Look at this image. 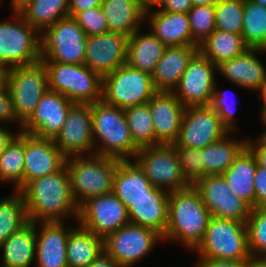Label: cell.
Returning <instances> with one entry per match:
<instances>
[{"label": "cell", "instance_id": "cell-1", "mask_svg": "<svg viewBox=\"0 0 266 267\" xmlns=\"http://www.w3.org/2000/svg\"><path fill=\"white\" fill-rule=\"evenodd\" d=\"M19 192L30 222H63L69 216L78 219L79 207L72 195L66 165L53 174L28 182Z\"/></svg>", "mask_w": 266, "mask_h": 267}, {"label": "cell", "instance_id": "cell-2", "mask_svg": "<svg viewBox=\"0 0 266 267\" xmlns=\"http://www.w3.org/2000/svg\"><path fill=\"white\" fill-rule=\"evenodd\" d=\"M211 217L194 185L170 192L168 222L162 236L163 241H176L182 247L194 250L202 241Z\"/></svg>", "mask_w": 266, "mask_h": 267}, {"label": "cell", "instance_id": "cell-3", "mask_svg": "<svg viewBox=\"0 0 266 267\" xmlns=\"http://www.w3.org/2000/svg\"><path fill=\"white\" fill-rule=\"evenodd\" d=\"M91 115L95 154L118 160H133L139 149L131 137L124 109L102 99L91 104Z\"/></svg>", "mask_w": 266, "mask_h": 267}, {"label": "cell", "instance_id": "cell-4", "mask_svg": "<svg viewBox=\"0 0 266 267\" xmlns=\"http://www.w3.org/2000/svg\"><path fill=\"white\" fill-rule=\"evenodd\" d=\"M120 160L98 154L68 157L65 165L71 181L74 200L80 207L87 200L109 194Z\"/></svg>", "mask_w": 266, "mask_h": 267}, {"label": "cell", "instance_id": "cell-5", "mask_svg": "<svg viewBox=\"0 0 266 267\" xmlns=\"http://www.w3.org/2000/svg\"><path fill=\"white\" fill-rule=\"evenodd\" d=\"M0 21V67L3 71L41 61V34L19 11Z\"/></svg>", "mask_w": 266, "mask_h": 267}, {"label": "cell", "instance_id": "cell-6", "mask_svg": "<svg viewBox=\"0 0 266 267\" xmlns=\"http://www.w3.org/2000/svg\"><path fill=\"white\" fill-rule=\"evenodd\" d=\"M43 63L49 90L64 95L73 103L93 104L102 100L103 78L84 64Z\"/></svg>", "mask_w": 266, "mask_h": 267}, {"label": "cell", "instance_id": "cell-7", "mask_svg": "<svg viewBox=\"0 0 266 267\" xmlns=\"http://www.w3.org/2000/svg\"><path fill=\"white\" fill-rule=\"evenodd\" d=\"M193 251L197 258L246 261L251 256L246 223L211 217L202 241Z\"/></svg>", "mask_w": 266, "mask_h": 267}, {"label": "cell", "instance_id": "cell-8", "mask_svg": "<svg viewBox=\"0 0 266 267\" xmlns=\"http://www.w3.org/2000/svg\"><path fill=\"white\" fill-rule=\"evenodd\" d=\"M41 61L84 64L87 34L74 17L59 19L41 33Z\"/></svg>", "mask_w": 266, "mask_h": 267}, {"label": "cell", "instance_id": "cell-9", "mask_svg": "<svg viewBox=\"0 0 266 267\" xmlns=\"http://www.w3.org/2000/svg\"><path fill=\"white\" fill-rule=\"evenodd\" d=\"M15 117L23 125L48 89L47 69L42 61L4 71Z\"/></svg>", "mask_w": 266, "mask_h": 267}, {"label": "cell", "instance_id": "cell-10", "mask_svg": "<svg viewBox=\"0 0 266 267\" xmlns=\"http://www.w3.org/2000/svg\"><path fill=\"white\" fill-rule=\"evenodd\" d=\"M156 92L151 74L127 63L103 77L102 99L121 109L147 103Z\"/></svg>", "mask_w": 266, "mask_h": 267}, {"label": "cell", "instance_id": "cell-11", "mask_svg": "<svg viewBox=\"0 0 266 267\" xmlns=\"http://www.w3.org/2000/svg\"><path fill=\"white\" fill-rule=\"evenodd\" d=\"M134 160L157 189L170 193L191 185L184 177L174 144H157L141 148Z\"/></svg>", "mask_w": 266, "mask_h": 267}, {"label": "cell", "instance_id": "cell-12", "mask_svg": "<svg viewBox=\"0 0 266 267\" xmlns=\"http://www.w3.org/2000/svg\"><path fill=\"white\" fill-rule=\"evenodd\" d=\"M163 241L156 230L128 223L103 239L104 252L121 267H134Z\"/></svg>", "mask_w": 266, "mask_h": 267}, {"label": "cell", "instance_id": "cell-13", "mask_svg": "<svg viewBox=\"0 0 266 267\" xmlns=\"http://www.w3.org/2000/svg\"><path fill=\"white\" fill-rule=\"evenodd\" d=\"M76 222L104 239L110 233L129 223L128 209L111 192L84 202L79 207Z\"/></svg>", "mask_w": 266, "mask_h": 267}, {"label": "cell", "instance_id": "cell-14", "mask_svg": "<svg viewBox=\"0 0 266 267\" xmlns=\"http://www.w3.org/2000/svg\"><path fill=\"white\" fill-rule=\"evenodd\" d=\"M217 66L199 51L189 61L173 90L177 99L185 106H209L214 92Z\"/></svg>", "mask_w": 266, "mask_h": 267}, {"label": "cell", "instance_id": "cell-15", "mask_svg": "<svg viewBox=\"0 0 266 267\" xmlns=\"http://www.w3.org/2000/svg\"><path fill=\"white\" fill-rule=\"evenodd\" d=\"M228 133L229 130L210 106H188L184 110L175 143L180 147L202 149Z\"/></svg>", "mask_w": 266, "mask_h": 267}, {"label": "cell", "instance_id": "cell-16", "mask_svg": "<svg viewBox=\"0 0 266 267\" xmlns=\"http://www.w3.org/2000/svg\"><path fill=\"white\" fill-rule=\"evenodd\" d=\"M53 140L66 158L95 154L91 104L75 103Z\"/></svg>", "mask_w": 266, "mask_h": 267}, {"label": "cell", "instance_id": "cell-17", "mask_svg": "<svg viewBox=\"0 0 266 267\" xmlns=\"http://www.w3.org/2000/svg\"><path fill=\"white\" fill-rule=\"evenodd\" d=\"M194 186L212 217L246 223L252 208L234 194L222 175H207Z\"/></svg>", "mask_w": 266, "mask_h": 267}, {"label": "cell", "instance_id": "cell-18", "mask_svg": "<svg viewBox=\"0 0 266 267\" xmlns=\"http://www.w3.org/2000/svg\"><path fill=\"white\" fill-rule=\"evenodd\" d=\"M74 104L64 95L47 89L30 118L22 125L21 132L39 138L54 139L61 131Z\"/></svg>", "mask_w": 266, "mask_h": 267}, {"label": "cell", "instance_id": "cell-19", "mask_svg": "<svg viewBox=\"0 0 266 267\" xmlns=\"http://www.w3.org/2000/svg\"><path fill=\"white\" fill-rule=\"evenodd\" d=\"M128 37L114 32L87 36L84 65L102 78L127 62Z\"/></svg>", "mask_w": 266, "mask_h": 267}, {"label": "cell", "instance_id": "cell-20", "mask_svg": "<svg viewBox=\"0 0 266 267\" xmlns=\"http://www.w3.org/2000/svg\"><path fill=\"white\" fill-rule=\"evenodd\" d=\"M66 157L51 138L25 133L23 187L30 181L53 174L65 165Z\"/></svg>", "mask_w": 266, "mask_h": 267}, {"label": "cell", "instance_id": "cell-21", "mask_svg": "<svg viewBox=\"0 0 266 267\" xmlns=\"http://www.w3.org/2000/svg\"><path fill=\"white\" fill-rule=\"evenodd\" d=\"M73 228L64 221L36 223L35 267H68L67 240Z\"/></svg>", "mask_w": 266, "mask_h": 267}, {"label": "cell", "instance_id": "cell-22", "mask_svg": "<svg viewBox=\"0 0 266 267\" xmlns=\"http://www.w3.org/2000/svg\"><path fill=\"white\" fill-rule=\"evenodd\" d=\"M266 49L249 48L243 54L222 62L217 66V73L237 87L259 93L266 84V67L257 54Z\"/></svg>", "mask_w": 266, "mask_h": 267}, {"label": "cell", "instance_id": "cell-23", "mask_svg": "<svg viewBox=\"0 0 266 267\" xmlns=\"http://www.w3.org/2000/svg\"><path fill=\"white\" fill-rule=\"evenodd\" d=\"M153 120L155 139L160 144L178 140L185 106L173 92L157 91L148 101Z\"/></svg>", "mask_w": 266, "mask_h": 267}, {"label": "cell", "instance_id": "cell-24", "mask_svg": "<svg viewBox=\"0 0 266 267\" xmlns=\"http://www.w3.org/2000/svg\"><path fill=\"white\" fill-rule=\"evenodd\" d=\"M145 11L150 31L167 47L193 45L187 13H171L158 8Z\"/></svg>", "mask_w": 266, "mask_h": 267}, {"label": "cell", "instance_id": "cell-25", "mask_svg": "<svg viewBox=\"0 0 266 267\" xmlns=\"http://www.w3.org/2000/svg\"><path fill=\"white\" fill-rule=\"evenodd\" d=\"M198 52V46L166 47L162 58L154 69L152 84L156 91L173 92L189 61Z\"/></svg>", "mask_w": 266, "mask_h": 267}, {"label": "cell", "instance_id": "cell-26", "mask_svg": "<svg viewBox=\"0 0 266 267\" xmlns=\"http://www.w3.org/2000/svg\"><path fill=\"white\" fill-rule=\"evenodd\" d=\"M154 188L134 159L120 160L114 175L112 192L127 209L138 199L150 197V191Z\"/></svg>", "mask_w": 266, "mask_h": 267}, {"label": "cell", "instance_id": "cell-27", "mask_svg": "<svg viewBox=\"0 0 266 267\" xmlns=\"http://www.w3.org/2000/svg\"><path fill=\"white\" fill-rule=\"evenodd\" d=\"M168 196V192L154 188L150 197L133 202L128 209L129 222L152 228L163 236L168 222Z\"/></svg>", "mask_w": 266, "mask_h": 267}, {"label": "cell", "instance_id": "cell-28", "mask_svg": "<svg viewBox=\"0 0 266 267\" xmlns=\"http://www.w3.org/2000/svg\"><path fill=\"white\" fill-rule=\"evenodd\" d=\"M0 267H31L36 259V223L28 222L0 244ZM34 262V263H33Z\"/></svg>", "mask_w": 266, "mask_h": 267}, {"label": "cell", "instance_id": "cell-29", "mask_svg": "<svg viewBox=\"0 0 266 267\" xmlns=\"http://www.w3.org/2000/svg\"><path fill=\"white\" fill-rule=\"evenodd\" d=\"M140 27L127 41V64L152 74L167 47L151 31L141 32Z\"/></svg>", "mask_w": 266, "mask_h": 267}, {"label": "cell", "instance_id": "cell-30", "mask_svg": "<svg viewBox=\"0 0 266 267\" xmlns=\"http://www.w3.org/2000/svg\"><path fill=\"white\" fill-rule=\"evenodd\" d=\"M109 32L132 36L145 21V10L138 0H103L101 4Z\"/></svg>", "mask_w": 266, "mask_h": 267}, {"label": "cell", "instance_id": "cell-31", "mask_svg": "<svg viewBox=\"0 0 266 267\" xmlns=\"http://www.w3.org/2000/svg\"><path fill=\"white\" fill-rule=\"evenodd\" d=\"M257 161L246 148L222 174L229 188L251 208H255L254 176Z\"/></svg>", "mask_w": 266, "mask_h": 267}, {"label": "cell", "instance_id": "cell-32", "mask_svg": "<svg viewBox=\"0 0 266 267\" xmlns=\"http://www.w3.org/2000/svg\"><path fill=\"white\" fill-rule=\"evenodd\" d=\"M234 133L229 132L220 140L202 148L204 177L222 175L247 148L248 137L238 141L232 138Z\"/></svg>", "mask_w": 266, "mask_h": 267}, {"label": "cell", "instance_id": "cell-33", "mask_svg": "<svg viewBox=\"0 0 266 267\" xmlns=\"http://www.w3.org/2000/svg\"><path fill=\"white\" fill-rule=\"evenodd\" d=\"M67 240L68 267H88L104 252L103 238L77 224Z\"/></svg>", "mask_w": 266, "mask_h": 267}, {"label": "cell", "instance_id": "cell-34", "mask_svg": "<svg viewBox=\"0 0 266 267\" xmlns=\"http://www.w3.org/2000/svg\"><path fill=\"white\" fill-rule=\"evenodd\" d=\"M247 49L249 47L241 34L216 29L198 47V51L216 66L243 54Z\"/></svg>", "mask_w": 266, "mask_h": 267}, {"label": "cell", "instance_id": "cell-35", "mask_svg": "<svg viewBox=\"0 0 266 267\" xmlns=\"http://www.w3.org/2000/svg\"><path fill=\"white\" fill-rule=\"evenodd\" d=\"M19 12L40 34L69 16V0H29Z\"/></svg>", "mask_w": 266, "mask_h": 267}, {"label": "cell", "instance_id": "cell-36", "mask_svg": "<svg viewBox=\"0 0 266 267\" xmlns=\"http://www.w3.org/2000/svg\"><path fill=\"white\" fill-rule=\"evenodd\" d=\"M25 133H19L0 154V183H11L15 191L23 188Z\"/></svg>", "mask_w": 266, "mask_h": 267}, {"label": "cell", "instance_id": "cell-37", "mask_svg": "<svg viewBox=\"0 0 266 267\" xmlns=\"http://www.w3.org/2000/svg\"><path fill=\"white\" fill-rule=\"evenodd\" d=\"M124 114L131 137L138 149L160 144L155 139L153 120L148 102L125 108Z\"/></svg>", "mask_w": 266, "mask_h": 267}, {"label": "cell", "instance_id": "cell-38", "mask_svg": "<svg viewBox=\"0 0 266 267\" xmlns=\"http://www.w3.org/2000/svg\"><path fill=\"white\" fill-rule=\"evenodd\" d=\"M13 193L0 198V244L29 222L22 194Z\"/></svg>", "mask_w": 266, "mask_h": 267}, {"label": "cell", "instance_id": "cell-39", "mask_svg": "<svg viewBox=\"0 0 266 267\" xmlns=\"http://www.w3.org/2000/svg\"><path fill=\"white\" fill-rule=\"evenodd\" d=\"M241 35L249 48L266 49V6L244 0Z\"/></svg>", "mask_w": 266, "mask_h": 267}, {"label": "cell", "instance_id": "cell-40", "mask_svg": "<svg viewBox=\"0 0 266 267\" xmlns=\"http://www.w3.org/2000/svg\"><path fill=\"white\" fill-rule=\"evenodd\" d=\"M244 0H218L215 4V28L235 34L242 33Z\"/></svg>", "mask_w": 266, "mask_h": 267}, {"label": "cell", "instance_id": "cell-41", "mask_svg": "<svg viewBox=\"0 0 266 267\" xmlns=\"http://www.w3.org/2000/svg\"><path fill=\"white\" fill-rule=\"evenodd\" d=\"M246 228L250 255L266 257V208H252Z\"/></svg>", "mask_w": 266, "mask_h": 267}, {"label": "cell", "instance_id": "cell-42", "mask_svg": "<svg viewBox=\"0 0 266 267\" xmlns=\"http://www.w3.org/2000/svg\"><path fill=\"white\" fill-rule=\"evenodd\" d=\"M193 38V46L205 41L215 28V5L193 6L187 12Z\"/></svg>", "mask_w": 266, "mask_h": 267}, {"label": "cell", "instance_id": "cell-43", "mask_svg": "<svg viewBox=\"0 0 266 267\" xmlns=\"http://www.w3.org/2000/svg\"><path fill=\"white\" fill-rule=\"evenodd\" d=\"M173 144L177 151L184 177L191 185H194L199 179L204 177L202 149L180 147L176 143Z\"/></svg>", "mask_w": 266, "mask_h": 267}, {"label": "cell", "instance_id": "cell-44", "mask_svg": "<svg viewBox=\"0 0 266 267\" xmlns=\"http://www.w3.org/2000/svg\"><path fill=\"white\" fill-rule=\"evenodd\" d=\"M216 85L217 82L215 83L214 92L212 94L209 106L214 109L215 112L219 115L223 125L229 130V132H236L238 128L235 124L236 122L234 118L236 110V104L234 103V101H232L234 98H230V93L227 94L226 90L222 92L218 89V85ZM230 100L233 105L230 104Z\"/></svg>", "mask_w": 266, "mask_h": 267}, {"label": "cell", "instance_id": "cell-45", "mask_svg": "<svg viewBox=\"0 0 266 267\" xmlns=\"http://www.w3.org/2000/svg\"><path fill=\"white\" fill-rule=\"evenodd\" d=\"M74 18L87 36L109 32L107 20L101 6L78 12Z\"/></svg>", "mask_w": 266, "mask_h": 267}, {"label": "cell", "instance_id": "cell-46", "mask_svg": "<svg viewBox=\"0 0 266 267\" xmlns=\"http://www.w3.org/2000/svg\"><path fill=\"white\" fill-rule=\"evenodd\" d=\"M12 123H17L18 126L16 127H18L20 129L19 131H21L22 125L15 117L11 95L3 75L0 78V124L12 125Z\"/></svg>", "mask_w": 266, "mask_h": 267}, {"label": "cell", "instance_id": "cell-47", "mask_svg": "<svg viewBox=\"0 0 266 267\" xmlns=\"http://www.w3.org/2000/svg\"><path fill=\"white\" fill-rule=\"evenodd\" d=\"M253 182L255 187V208H266V168L257 164Z\"/></svg>", "mask_w": 266, "mask_h": 267}, {"label": "cell", "instance_id": "cell-48", "mask_svg": "<svg viewBox=\"0 0 266 267\" xmlns=\"http://www.w3.org/2000/svg\"><path fill=\"white\" fill-rule=\"evenodd\" d=\"M247 148L255 156L257 164L266 168V139L255 140L248 136Z\"/></svg>", "mask_w": 266, "mask_h": 267}, {"label": "cell", "instance_id": "cell-49", "mask_svg": "<svg viewBox=\"0 0 266 267\" xmlns=\"http://www.w3.org/2000/svg\"><path fill=\"white\" fill-rule=\"evenodd\" d=\"M161 11L187 13L192 7V0H162L157 6Z\"/></svg>", "mask_w": 266, "mask_h": 267}, {"label": "cell", "instance_id": "cell-50", "mask_svg": "<svg viewBox=\"0 0 266 267\" xmlns=\"http://www.w3.org/2000/svg\"><path fill=\"white\" fill-rule=\"evenodd\" d=\"M194 267H244L245 261L218 260L213 258H197Z\"/></svg>", "mask_w": 266, "mask_h": 267}, {"label": "cell", "instance_id": "cell-51", "mask_svg": "<svg viewBox=\"0 0 266 267\" xmlns=\"http://www.w3.org/2000/svg\"><path fill=\"white\" fill-rule=\"evenodd\" d=\"M103 0H69V16L74 17L78 12L100 7Z\"/></svg>", "mask_w": 266, "mask_h": 267}, {"label": "cell", "instance_id": "cell-52", "mask_svg": "<svg viewBox=\"0 0 266 267\" xmlns=\"http://www.w3.org/2000/svg\"><path fill=\"white\" fill-rule=\"evenodd\" d=\"M11 128H7L6 126H0V154L5 150L8 144L13 140V138L19 133V129L14 133Z\"/></svg>", "mask_w": 266, "mask_h": 267}, {"label": "cell", "instance_id": "cell-53", "mask_svg": "<svg viewBox=\"0 0 266 267\" xmlns=\"http://www.w3.org/2000/svg\"><path fill=\"white\" fill-rule=\"evenodd\" d=\"M88 267H121L105 252L101 253Z\"/></svg>", "mask_w": 266, "mask_h": 267}, {"label": "cell", "instance_id": "cell-54", "mask_svg": "<svg viewBox=\"0 0 266 267\" xmlns=\"http://www.w3.org/2000/svg\"><path fill=\"white\" fill-rule=\"evenodd\" d=\"M244 267H266V257L250 256L245 261Z\"/></svg>", "mask_w": 266, "mask_h": 267}, {"label": "cell", "instance_id": "cell-55", "mask_svg": "<svg viewBox=\"0 0 266 267\" xmlns=\"http://www.w3.org/2000/svg\"><path fill=\"white\" fill-rule=\"evenodd\" d=\"M162 0H138L140 6L146 11L152 8H157Z\"/></svg>", "mask_w": 266, "mask_h": 267}, {"label": "cell", "instance_id": "cell-56", "mask_svg": "<svg viewBox=\"0 0 266 267\" xmlns=\"http://www.w3.org/2000/svg\"><path fill=\"white\" fill-rule=\"evenodd\" d=\"M260 118L261 119L260 123H262L265 128L264 132L260 134V136L258 135V137L256 138V140H259V139H266V107H261L260 109Z\"/></svg>", "mask_w": 266, "mask_h": 267}, {"label": "cell", "instance_id": "cell-57", "mask_svg": "<svg viewBox=\"0 0 266 267\" xmlns=\"http://www.w3.org/2000/svg\"><path fill=\"white\" fill-rule=\"evenodd\" d=\"M29 0H10L11 11H19Z\"/></svg>", "mask_w": 266, "mask_h": 267}, {"label": "cell", "instance_id": "cell-58", "mask_svg": "<svg viewBox=\"0 0 266 267\" xmlns=\"http://www.w3.org/2000/svg\"><path fill=\"white\" fill-rule=\"evenodd\" d=\"M218 0H192L193 6L215 5Z\"/></svg>", "mask_w": 266, "mask_h": 267}, {"label": "cell", "instance_id": "cell-59", "mask_svg": "<svg viewBox=\"0 0 266 267\" xmlns=\"http://www.w3.org/2000/svg\"><path fill=\"white\" fill-rule=\"evenodd\" d=\"M260 96L258 97V100H261L262 99V107H266V84L264 85L263 87V90L259 93Z\"/></svg>", "mask_w": 266, "mask_h": 267}, {"label": "cell", "instance_id": "cell-60", "mask_svg": "<svg viewBox=\"0 0 266 267\" xmlns=\"http://www.w3.org/2000/svg\"><path fill=\"white\" fill-rule=\"evenodd\" d=\"M255 4H260L262 6H266V0H250Z\"/></svg>", "mask_w": 266, "mask_h": 267}, {"label": "cell", "instance_id": "cell-61", "mask_svg": "<svg viewBox=\"0 0 266 267\" xmlns=\"http://www.w3.org/2000/svg\"><path fill=\"white\" fill-rule=\"evenodd\" d=\"M4 75V71L2 70V68L0 67V78Z\"/></svg>", "mask_w": 266, "mask_h": 267}]
</instances>
